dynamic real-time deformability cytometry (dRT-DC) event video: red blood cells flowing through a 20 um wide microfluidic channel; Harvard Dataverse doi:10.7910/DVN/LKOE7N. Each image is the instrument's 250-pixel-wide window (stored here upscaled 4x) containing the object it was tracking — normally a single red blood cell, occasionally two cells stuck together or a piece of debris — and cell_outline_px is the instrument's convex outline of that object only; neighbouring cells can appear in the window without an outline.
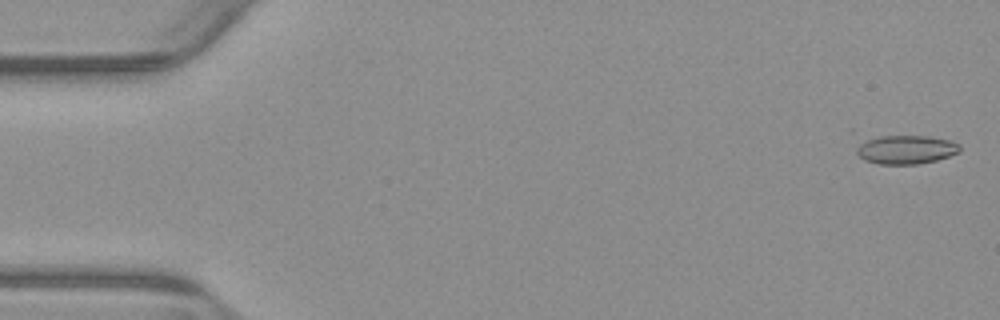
{"species": "common noctule bat (a hibernating species)", "species_latin": "Nyctalus noctula", "temperature_condition": "warm", "stored_images_in_passage": 55, "camera_frame_rate_fps": 3000, "um_per_image_px": 0.085, "animal": {"sex": "male", "body_mass_g": 23.1, "forearm_length_mm": 52.7}, "frame": {"image": 1, "passage_image": 2, "time_ms": 0.333, "image_size_px": [1000, 320], "cell_outline_px": [[960, 152], [936, 160], [916, 164], [880, 164], [864, 160], [856, 152], [856, 148], [860, 140], [880, 136], [928, 136], [948, 140], [960, 144]], "centroid_in_image_um": [76.97, 12.7], "position_along_channel_um": 8.0, "area_um2": 17.34}}
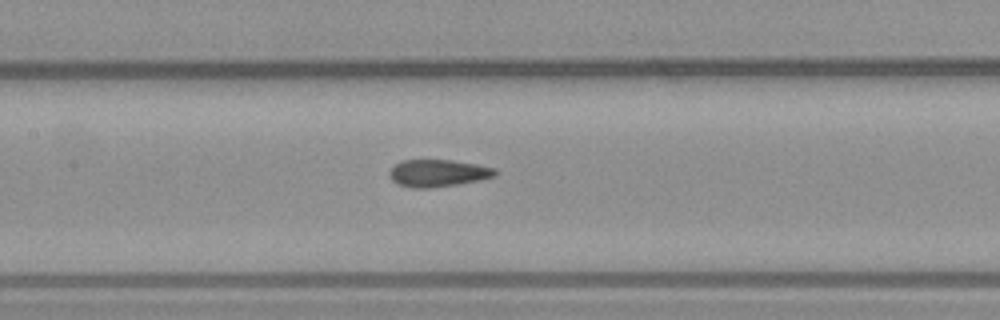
{"frame": {"image": 2, "passage_image": 26, "time_ms": 8.333, "image_size_px": [1000, 320], "cell_outline_px": [[496, 176], [480, 180], [432, 188], [412, 188], [396, 184], [388, 176], [392, 168], [400, 160], [452, 160], [476, 164], [496, 168]], "centroid_in_image_um": [37.21, 14.72], "position_along_channel_um": 170.2, "area_um2": 16.82}}
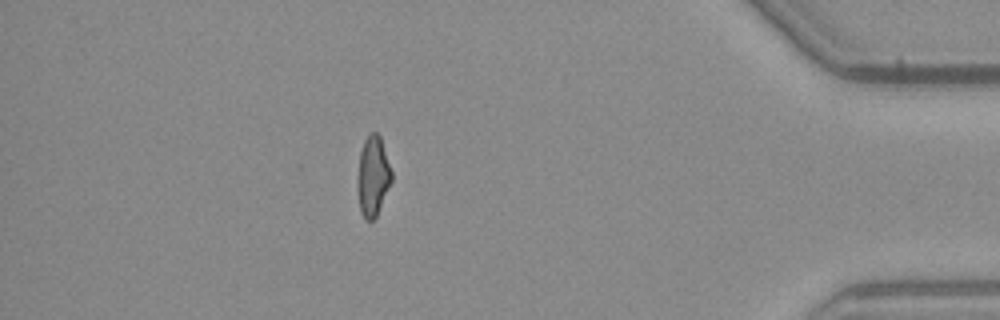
{"frame": {"image": 3, "passage_image": 48, "time_ms": 15.667, "image_size_px": [1000, 320], "cell_outline_px": [[392, 180], [376, 216], [372, 220], [364, 220], [360, 212], [360, 152], [364, 140], [372, 132], [376, 132], [380, 136], [392, 172]], "centroid_in_image_um": [31.74, 14.96], "position_along_channel_um": 403.5, "area_um2": 15.03}, "authors_computed_cell_mechanics": {"area_um2": 16.8198, "velocity_mm_per_s": 3.8451, "shape_relaxation_time_tau1_ms": null, "shape_relaxation_time_tau2_ms": 2.3901, "deformation_change_tau1": null, "deformation_change_tau2": 0.0784}}